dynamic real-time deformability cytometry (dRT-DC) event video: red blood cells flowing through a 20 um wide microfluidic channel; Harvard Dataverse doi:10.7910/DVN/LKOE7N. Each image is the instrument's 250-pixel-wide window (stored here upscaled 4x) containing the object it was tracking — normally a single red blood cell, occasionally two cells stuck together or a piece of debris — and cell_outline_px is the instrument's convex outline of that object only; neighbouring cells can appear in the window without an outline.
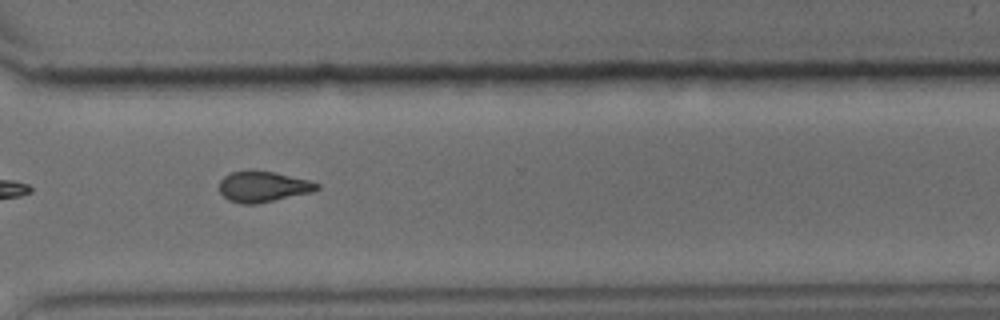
{"species": "common noctule bat (a hibernating species)", "species_latin": "Nyctalus noctula", "temperature_condition": "cold", "stored_images_in_passage": 13, "camera_frame_rate_fps": 3000, "um_per_image_px": 0.085, "animal": {"sex": "male", "body_mass_g": 15.6}, "frame": {"image": 1, "passage_image": 10, "time_ms": 10.667, "image_size_px": [1000, 320], "cell_outline_px": [[320, 188], [312, 192], [256, 204], [240, 204], [228, 200], [220, 192], [220, 180], [224, 176], [232, 172], [248, 168], [272, 172], [308, 180], [320, 184]], "centroid_in_image_um": [22.33, 15.85], "position_along_channel_um": 348.3, "area_um2": 17.63}}
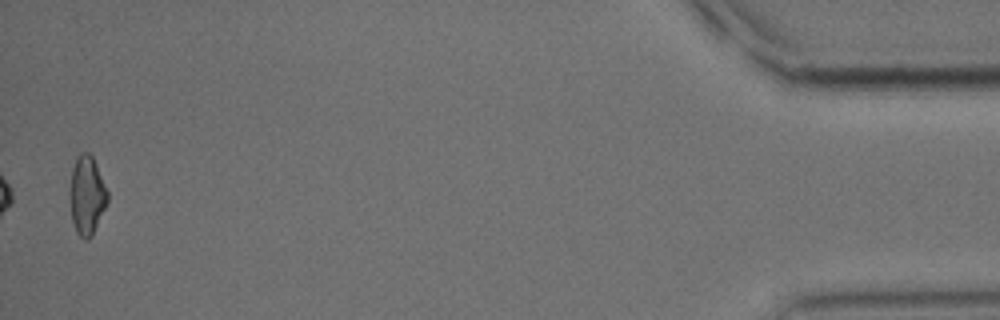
{"frame": {"image": 2, "passage_image": 13, "time_ms": 15.0, "image_size_px": [1000, 320], "cell_outline_px": [[108, 200], [92, 236], [88, 240], [84, 240], [76, 232], [72, 220], [68, 196], [68, 188], [72, 168], [80, 152], [88, 152], [92, 156], [96, 164], [108, 192]], "centroid_in_image_um": [7.35, 16.61], "position_along_channel_um": 427.9, "area_um2": 17.51}, "authors_computed_cell_mechanics": {"area_um2": 18.785, "velocity_mm_per_s": 3.7177, "shape_relaxation_time_tau1_ms": 4.751, "shape_relaxation_time_tau2_ms": 2.522, "deformation_change_tau1": 0.1006, "deformation_change_tau2": 0.0715}}